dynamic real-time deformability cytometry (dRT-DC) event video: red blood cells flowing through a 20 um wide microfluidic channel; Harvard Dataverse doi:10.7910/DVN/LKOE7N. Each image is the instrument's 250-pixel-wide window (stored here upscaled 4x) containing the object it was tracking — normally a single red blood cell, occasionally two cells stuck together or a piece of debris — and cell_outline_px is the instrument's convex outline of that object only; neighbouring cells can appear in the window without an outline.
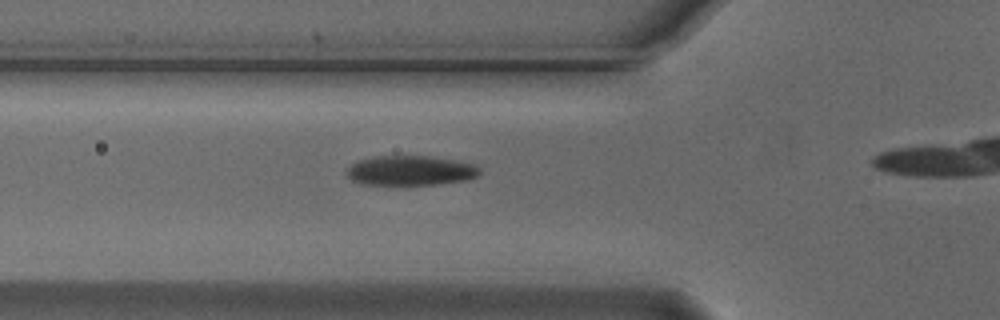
{"species": "Egyptian fruit bat (a non-hibernating species)", "species_latin": "Rousettus aegyptiacus", "temperature_condition": "cold", "stored_images_in_passage": 17, "camera_frame_rate_fps": 3000, "um_per_image_px": 0.085, "animal": {"sex": "male"}, "frame": {"image": 1, "passage_image": 12, "time_ms": 3.667, "image_size_px": [1000, 320], "cell_outline_px": [[480, 172], [476, 176], [464, 180], [436, 184], [364, 184], [352, 180], [348, 176], [348, 168], [356, 160], [376, 156], [428, 156], [476, 164], [480, 168]], "centroid_in_image_um": [34.88, 14.48], "position_along_channel_um": 90.9, "area_um2": 22.72}}
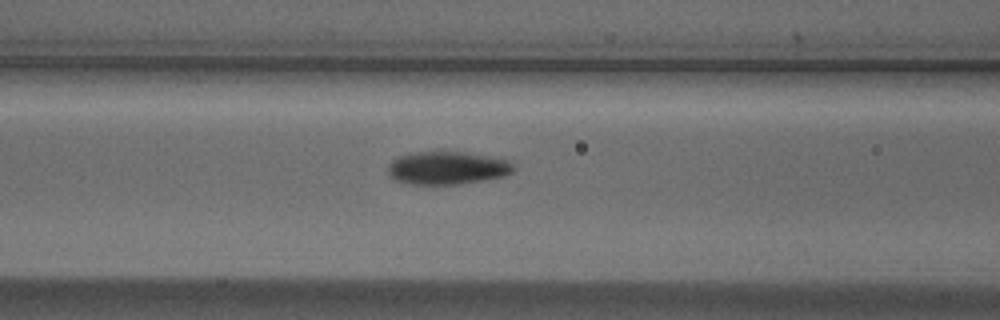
{"frame": {"image": 2, "passage_image": 15, "time_ms": 4.667, "image_size_px": [1000, 320], "cell_outline_px": [[516, 168], [512, 172], [504, 176], [484, 180], [456, 184], [412, 184], [392, 180], [388, 172], [388, 164], [396, 156], [408, 152], [440, 148], [488, 156], [508, 160]], "centroid_in_image_um": [37.94, 14.22], "position_along_channel_um": 128.7, "area_um2": 25.09}}